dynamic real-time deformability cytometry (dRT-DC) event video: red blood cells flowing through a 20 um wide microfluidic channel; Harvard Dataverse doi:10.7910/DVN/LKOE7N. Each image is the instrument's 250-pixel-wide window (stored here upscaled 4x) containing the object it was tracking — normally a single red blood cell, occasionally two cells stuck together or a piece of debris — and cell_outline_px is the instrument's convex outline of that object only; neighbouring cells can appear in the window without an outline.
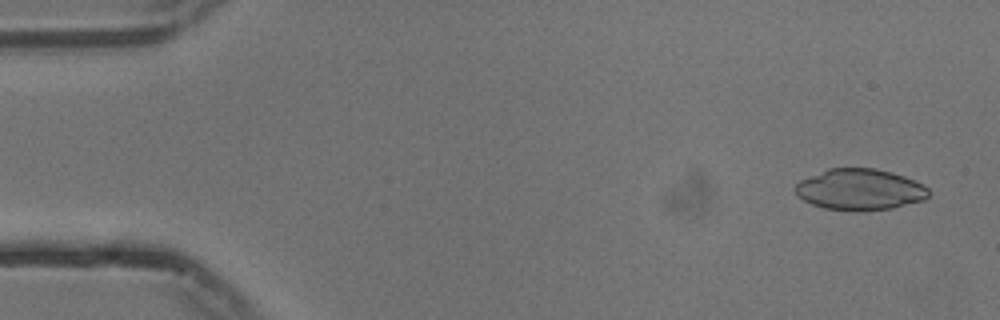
{"species": "common noctule bat (a hibernating species)", "species_latin": "Nyctalus noctula", "temperature_condition": "cold", "stored_images_in_passage": 54, "camera_frame_rate_fps": 3000, "um_per_image_px": 0.085, "animal": {"sex": "male", "body_mass_g": 13.3}, "frame": {"image": 1, "passage_image": 3, "time_ms": 0.667, "image_size_px": [1000, 320], "cell_outline_px": [[928, 196], [924, 200], [892, 208], [864, 212], [852, 212], [824, 208], [812, 204], [804, 200], [796, 192], [796, 184], [800, 180], [828, 168], [876, 168], [892, 172], [904, 176], [928, 188]], "centroid_in_image_um": [73.08, 16.12], "position_along_channel_um": 11.9, "area_um2": 32.08}}